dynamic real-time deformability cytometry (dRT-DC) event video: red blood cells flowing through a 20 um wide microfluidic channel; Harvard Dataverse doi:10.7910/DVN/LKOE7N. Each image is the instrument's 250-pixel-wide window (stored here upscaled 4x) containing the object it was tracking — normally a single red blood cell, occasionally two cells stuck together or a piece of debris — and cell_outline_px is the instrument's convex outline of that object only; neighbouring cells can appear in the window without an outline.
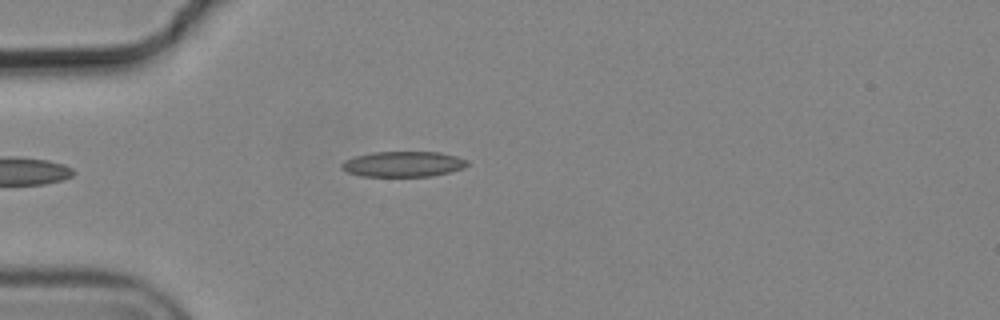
{"species": "common noctule bat (a hibernating species)", "species_latin": "Nyctalus noctula", "temperature_condition": "cold", "stored_images_in_passage": 2, "camera_frame_rate_fps": 3000, "um_per_image_px": 0.085, "animal": {"sex": "male", "body_mass_g": 19.2, "forearm_length_mm": 51.8}, "frame": {"image": 1, "passage_image": 1, "time_ms": 0.0, "image_size_px": [1000, 320], "cell_outline_px": [[468, 164], [464, 168], [448, 172], [428, 176], [360, 176], [348, 172], [340, 168], [340, 164], [344, 160], [356, 156], [372, 152], [440, 152], [456, 156], [468, 160]], "centroid_in_image_um": [34.25, 13.94], "position_along_channel_um": 50.8, "area_um2": 18.61}}